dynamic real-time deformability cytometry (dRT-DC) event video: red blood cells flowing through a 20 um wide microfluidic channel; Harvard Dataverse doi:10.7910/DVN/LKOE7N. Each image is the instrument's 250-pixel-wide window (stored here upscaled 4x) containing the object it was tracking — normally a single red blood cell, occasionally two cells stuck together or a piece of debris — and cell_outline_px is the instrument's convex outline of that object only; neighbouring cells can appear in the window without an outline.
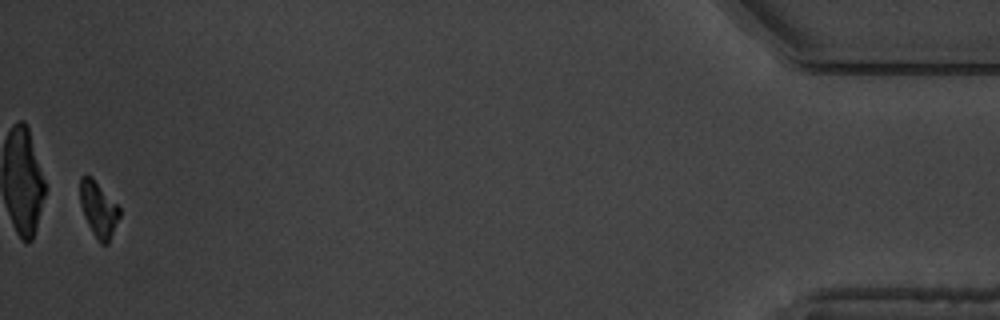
{"species": "common noctule bat (a hibernating species)", "species_latin": "Nyctalus noctula", "temperature_condition": "warm", "stored_images_in_passage": 16, "camera_frame_rate_fps": 3000, "um_per_image_px": 0.085, "animal": {"sex": "male", "body_mass_g": 19.5, "forearm_length_mm": 54.6}, "frame": {"image": 1, "passage_image": 16, "time_ms": 17.667, "image_size_px": [1000, 320], "cell_outline_px": [[120, 216], [108, 244], [100, 244], [92, 232], [84, 216], [80, 204], [80, 176], [84, 172], [92, 176], [120, 208]], "centroid_in_image_um": [8.35, 17.75], "position_along_channel_um": 426.8, "area_um2": 12.89}, "authors_computed_cell_mechanics": {"area_um2": 14.8546, "velocity_mm_per_s": 3.3336, "shape_relaxation_time_tau1_ms": 10.2278, "shape_relaxation_time_tau2_ms": null, "deformation_change_tau1": 0.2401, "deformation_change_tau2": null}}